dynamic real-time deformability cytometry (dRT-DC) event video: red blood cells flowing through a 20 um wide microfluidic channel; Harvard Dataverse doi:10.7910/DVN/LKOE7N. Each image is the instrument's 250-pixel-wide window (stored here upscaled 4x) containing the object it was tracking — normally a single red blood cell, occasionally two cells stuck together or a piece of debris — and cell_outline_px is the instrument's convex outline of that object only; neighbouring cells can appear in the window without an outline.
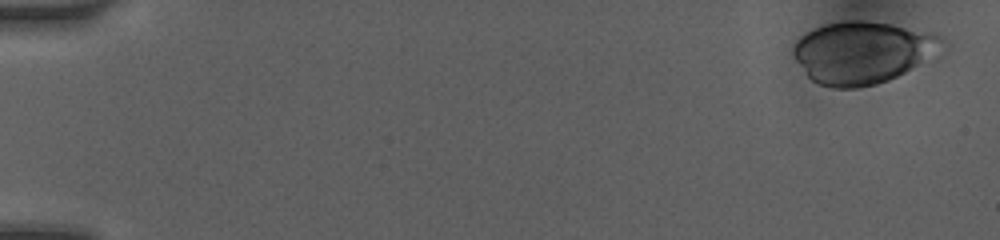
{"species": "human", "species_latin": "Homo sapiens", "temperature_condition": "room temperature", "stored_images_in_passage": 37, "camera_frame_rate_fps": 3000, "um_per_image_px": 0.085, "donor": {"sex": "female"}, "frame": {"image": 1, "passage_image": 1, "time_ms": 0.0, "image_size_px": [1000, 240], "cell_outline_px": [[948, 44], [904, 72], [888, 80], [876, 84], [856, 88], [832, 88], [816, 84], [804, 72], [796, 60], [792, 52], [792, 48], [796, 40], [800, 36], [816, 28], [828, 24], [844, 20], [864, 20], [888, 24], [932, 32], [944, 36], [948, 40]], "centroid_in_image_um": [73.3, 4.45], "position_along_channel_um": 11.7, "area_um2": 53.64}}
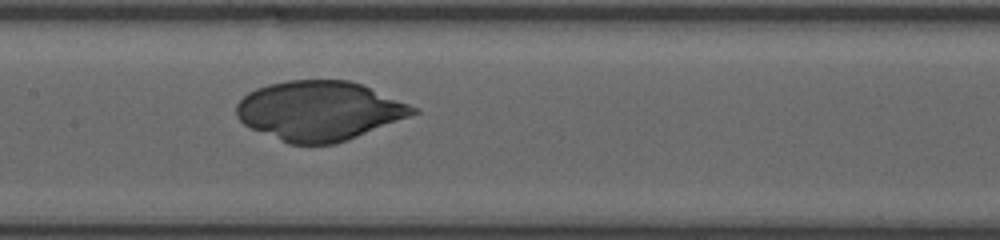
{"frame": {"image": 2, "passage_image": 19, "time_ms": 8.0, "image_size_px": [1000, 240], "cell_outline_px": [[420, 112], [336, 144], [288, 144], [252, 128], [244, 124], [236, 116], [236, 104], [248, 92], [256, 88], [268, 84], [288, 80], [348, 80], [360, 84], [420, 108]], "centroid_in_image_um": [27.13, 9.41], "position_along_channel_um": 180.3, "area_um2": 60.81}}
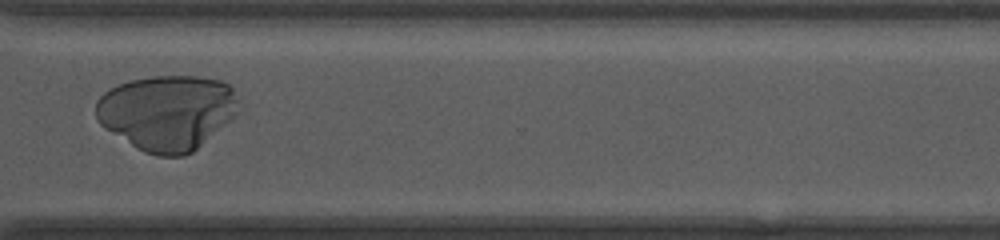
{"frame": {"image": 3, "passage_image": 32, "time_ms": 12.333, "image_size_px": [1000, 240], "cell_outline_px": [[236, 100], [232, 120], [192, 152], [184, 156], [160, 156], [144, 152], [136, 148], [104, 128], [96, 120], [96, 100], [104, 92], [120, 84], [132, 80], [152, 76], [196, 76], [220, 80], [228, 84], [232, 88]], "centroid_in_image_um": [14.17, 9.57], "position_along_channel_um": 356.4, "area_um2": 62.25}}